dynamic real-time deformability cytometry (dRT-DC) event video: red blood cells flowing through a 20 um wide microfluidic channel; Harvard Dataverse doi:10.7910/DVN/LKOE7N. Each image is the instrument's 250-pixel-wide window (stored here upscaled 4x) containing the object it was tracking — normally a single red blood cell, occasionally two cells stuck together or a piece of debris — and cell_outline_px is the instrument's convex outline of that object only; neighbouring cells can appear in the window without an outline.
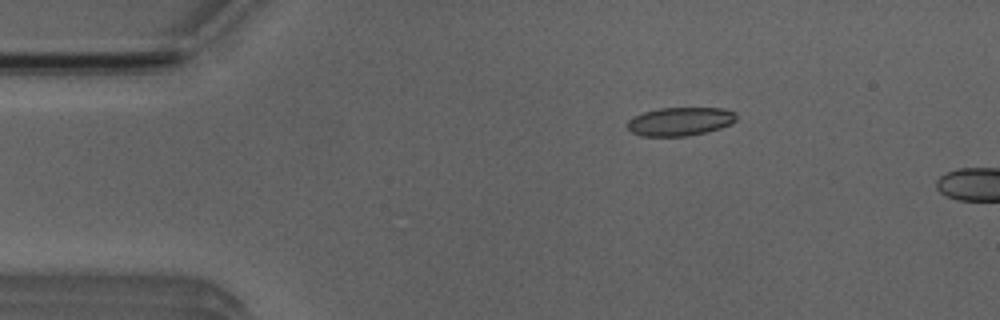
{"species": "Egyptian fruit bat (a non-hibernating species)", "species_latin": "Rousettus aegyptiacus", "temperature_condition": "room temperature", "stored_images_in_passage": 3, "camera_frame_rate_fps": 3000, "um_per_image_px": 0.085, "animal": {"sex": "male"}, "frame": {"image": 1, "passage_image": 1, "time_ms": 0.0, "image_size_px": [1000, 320], "cell_outline_px": [[736, 120], [732, 124], [720, 128], [688, 136], [640, 136], [632, 132], [628, 128], [628, 120], [632, 116], [644, 112], [660, 108], [724, 108], [736, 112]], "centroid_in_image_um": [57.81, 10.32], "position_along_channel_um": 27.2, "area_um2": 18.15}}